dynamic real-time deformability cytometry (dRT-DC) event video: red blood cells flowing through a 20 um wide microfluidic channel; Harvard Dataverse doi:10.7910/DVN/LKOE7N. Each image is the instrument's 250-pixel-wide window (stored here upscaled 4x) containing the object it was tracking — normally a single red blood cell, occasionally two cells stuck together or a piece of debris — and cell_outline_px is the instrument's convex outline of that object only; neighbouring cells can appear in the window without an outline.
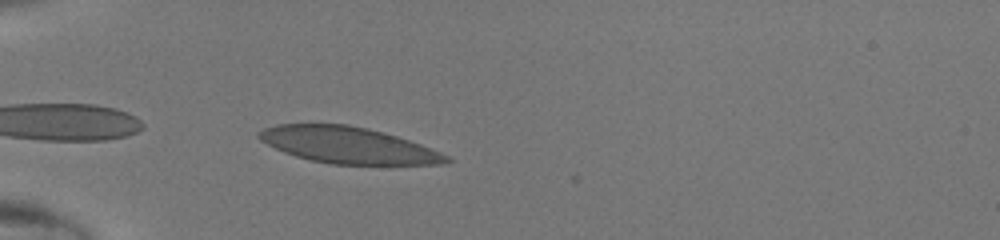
{"species": "human", "species_latin": "Homo sapiens", "temperature_condition": "room temperature", "stored_images_in_passage": 32, "camera_frame_rate_fps": 3000, "um_per_image_px": 0.085, "donor": {"sex": "male"}, "frame": {"image": 1, "passage_image": 2, "time_ms": 0.333, "image_size_px": [1000, 240], "cell_outline_px": [[452, 160], [444, 164], [332, 164], [312, 160], [296, 156], [284, 152], [260, 140], [256, 136], [256, 132], [264, 128], [276, 124], [348, 124], [368, 128], [396, 136], [420, 144], [440, 152], [448, 156]], "centroid_in_image_um": [29.55, 12.33], "position_along_channel_um": 55.4, "area_um2": 39.42}}
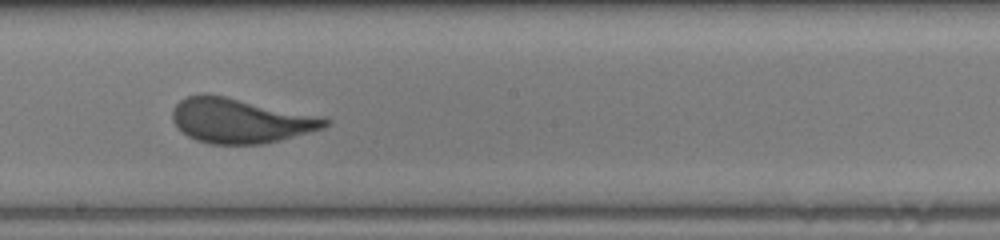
{"frame": {"image": 2, "passage_image": 15, "time_ms": 4.667, "image_size_px": [1000, 240], "cell_outline_px": [[332, 120], [324, 128], [280, 140], [260, 144], [212, 144], [196, 140], [188, 136], [172, 120], [172, 108], [180, 100], [188, 96], [204, 92], [324, 116]], "centroid_in_image_um": [20.45, 10.24], "position_along_channel_um": 227.8, "area_um2": 39.88}}
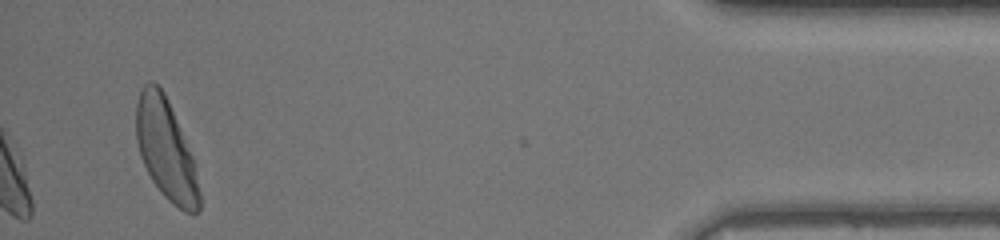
{"frame": {"image": 3, "passage_image": 32, "time_ms": 10.333, "image_size_px": [1000, 240], "cell_outline_px": [[200, 208], [196, 212], [184, 212], [172, 204], [164, 196], [152, 180], [140, 156], [136, 140], [136, 104], [140, 92], [144, 84], [148, 80], [152, 80], [164, 92], [168, 100], [192, 156], [200, 192]], "centroid_in_image_um": [14.08, 12.7], "position_along_channel_um": 421.1, "area_um2": 36.65}}